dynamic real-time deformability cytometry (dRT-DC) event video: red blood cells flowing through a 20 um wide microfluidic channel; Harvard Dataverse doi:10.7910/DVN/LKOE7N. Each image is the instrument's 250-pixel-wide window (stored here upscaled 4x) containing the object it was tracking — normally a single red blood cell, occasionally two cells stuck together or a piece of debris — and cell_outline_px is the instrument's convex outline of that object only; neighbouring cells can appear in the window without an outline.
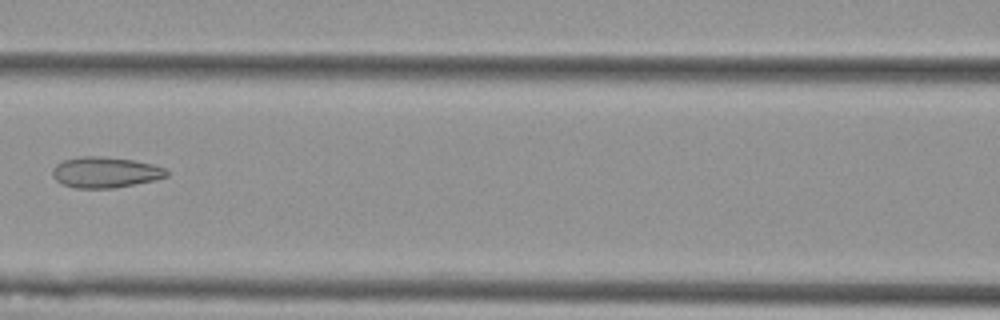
{"species": "Egyptian fruit bat (a non-hibernating species)", "species_latin": "Rousettus aegyptiacus", "temperature_condition": "cold", "stored_images_in_passage": 9, "camera_frame_rate_fps": 3000, "um_per_image_px": 0.085, "animal": {"sex": "female"}, "frame": {"image": 1, "passage_image": 7, "time_ms": 2.0, "image_size_px": [1000, 320], "cell_outline_px": [[168, 176], [156, 180], [112, 188], [76, 188], [64, 184], [56, 180], [52, 176], [52, 168], [56, 164], [64, 160], [80, 156], [100, 156], [132, 160], [152, 164], [164, 168], [168, 172]], "centroid_in_image_um": [8.93, 14.64], "position_along_channel_um": 157.7, "area_um2": 20.4}}
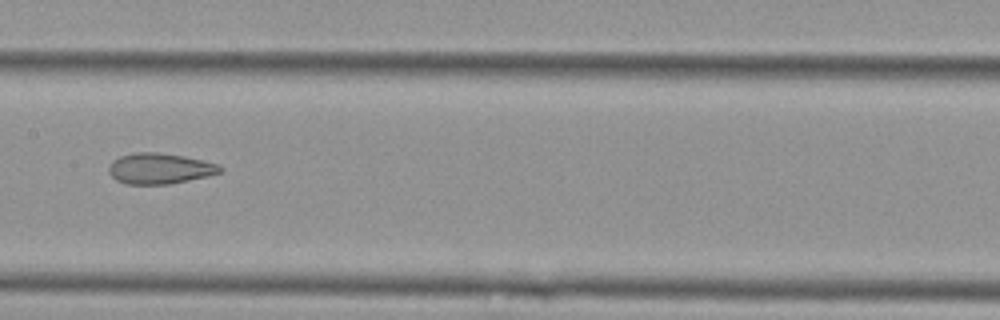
{"frame": {"image": 2, "passage_image": 8, "time_ms": 2.333, "image_size_px": [1000, 320], "cell_outline_px": [[224, 168], [220, 172], [208, 176], [168, 184], [128, 184], [116, 180], [108, 172], [108, 168], [112, 160], [120, 156], [132, 152], [156, 152], [184, 156], [220, 164]], "centroid_in_image_um": [13.57, 14.31], "position_along_channel_um": 193.8, "area_um2": 20.0}}
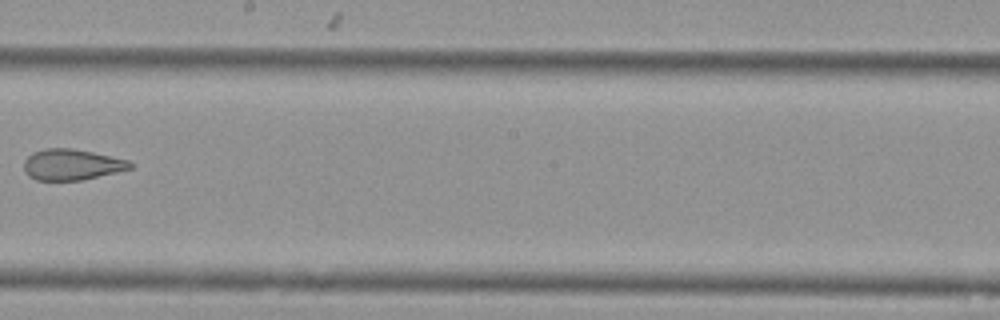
{"frame": {"image": 3, "passage_image": 9, "time_ms": 2.667, "image_size_px": [1000, 320], "cell_outline_px": [[132, 168], [116, 172], [80, 180], [36, 180], [28, 176], [24, 172], [24, 160], [32, 152], [44, 148], [72, 148], [92, 152], [128, 160], [132, 164]], "centroid_in_image_um": [6.04, 13.98], "position_along_channel_um": 242.2, "area_um2": 19.07}}